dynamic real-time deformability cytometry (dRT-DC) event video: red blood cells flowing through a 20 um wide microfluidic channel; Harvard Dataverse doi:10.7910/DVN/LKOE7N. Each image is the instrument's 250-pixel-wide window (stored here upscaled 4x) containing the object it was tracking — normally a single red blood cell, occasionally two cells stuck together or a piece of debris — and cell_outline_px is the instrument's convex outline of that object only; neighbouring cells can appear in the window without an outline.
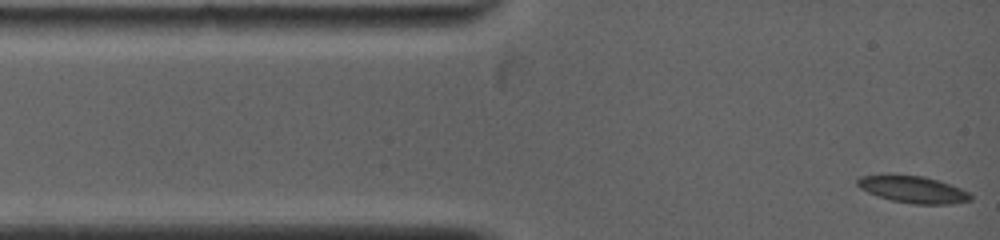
{"species": "common noctule bat (a hibernating species)", "species_latin": "Nyctalus noctula", "temperature_condition": "warm", "stored_images_in_passage": 30, "camera_frame_rate_fps": 5000, "um_per_image_px": 0.085, "animal": {"sex": "female", "body_mass_g": 19.0, "forearm_length_mm": 53.3}, "frame": {"image": 1, "passage_image": 1, "time_ms": 0.0, "image_size_px": [1000, 240], "cell_outline_px": [[972, 200], [948, 204], [912, 204], [892, 200], [876, 196], [860, 188], [856, 184], [856, 180], [860, 176], [924, 176], [940, 180], [960, 188], [968, 192], [972, 196]], "centroid_in_image_um": [77.63, 16.12], "position_along_channel_um": 7.4, "area_um2": 17.46}}
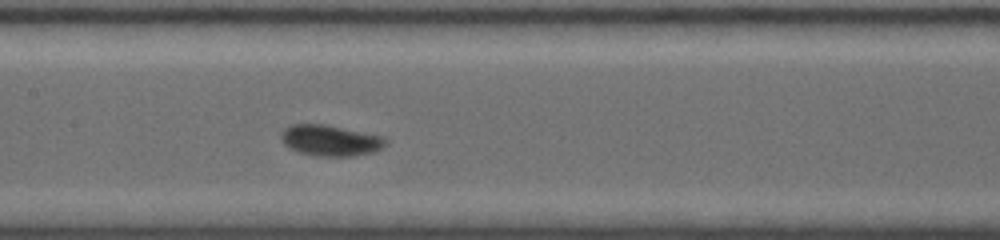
{"frame": {"image": 2, "passage_image": 13, "time_ms": 5.6, "image_size_px": [1000, 240], "cell_outline_px": [[388, 144], [376, 152], [352, 156], [316, 156], [300, 152], [288, 148], [284, 144], [280, 136], [280, 132], [284, 128], [292, 124], [324, 124], [384, 136], [388, 140]], "centroid_in_image_um": [28.1, 11.94], "position_along_channel_um": 179.3, "area_um2": 19.13}}
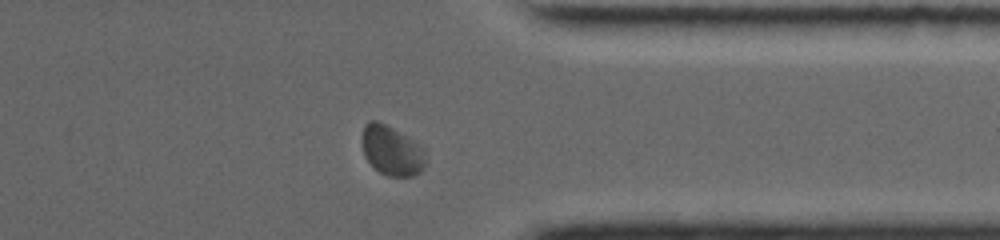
{"frame": {"image": 3, "passage_image": 26, "time_ms": 10.8, "image_size_px": [1000, 240], "cell_outline_px": [[424, 168], [420, 172], [412, 176], [388, 176], [380, 172], [364, 156], [360, 140], [364, 124], [372, 120], [376, 120], [408, 136], [424, 148]], "centroid_in_image_um": [33.27, 12.78], "position_along_channel_um": 378.1, "area_um2": 18.44}, "authors_computed_cell_mechanics": {"area_um2": 18.1492, "velocity_mm_per_s": 3.9062, "shape_relaxation_time_tau1_ms": 4.0451, "shape_relaxation_time_tau2_ms": 1.1745, "deformation_change_tau1": 0.1038, "deformation_change_tau2": 0.0322}}